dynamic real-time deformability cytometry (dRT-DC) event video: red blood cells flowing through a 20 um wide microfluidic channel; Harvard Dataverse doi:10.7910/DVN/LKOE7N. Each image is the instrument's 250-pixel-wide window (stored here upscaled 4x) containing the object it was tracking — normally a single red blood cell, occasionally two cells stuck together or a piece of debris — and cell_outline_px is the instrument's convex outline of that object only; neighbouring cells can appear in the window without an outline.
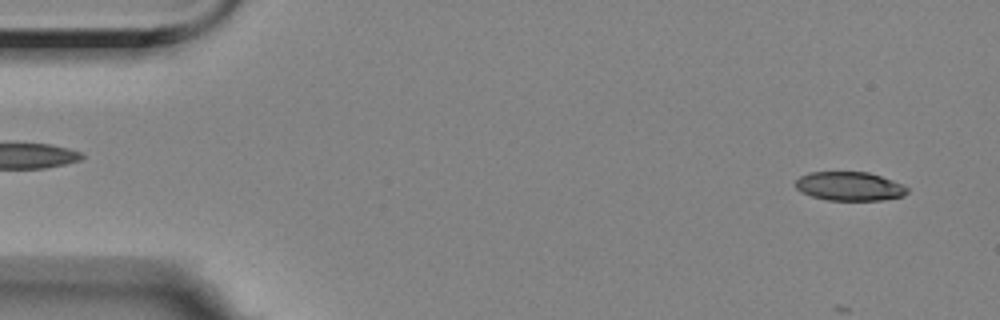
{"species": "Egyptian fruit bat (a non-hibernating species)", "species_latin": "Rousettus aegyptiacus", "temperature_condition": "room temperature", "stored_images_in_passage": 30, "camera_frame_rate_fps": 3000, "um_per_image_px": 0.085, "animal": {"sex": "female"}, "frame": {"image": 1, "passage_image": 3, "time_ms": 0.667, "image_size_px": [1000, 320], "cell_outline_px": [[908, 192], [904, 196], [880, 200], [828, 200], [812, 196], [800, 192], [796, 188], [796, 180], [800, 176], [808, 172], [868, 172], [904, 184], [908, 188]], "centroid_in_image_um": [72.21, 15.83], "position_along_channel_um": 12.8, "area_um2": 18.84}}
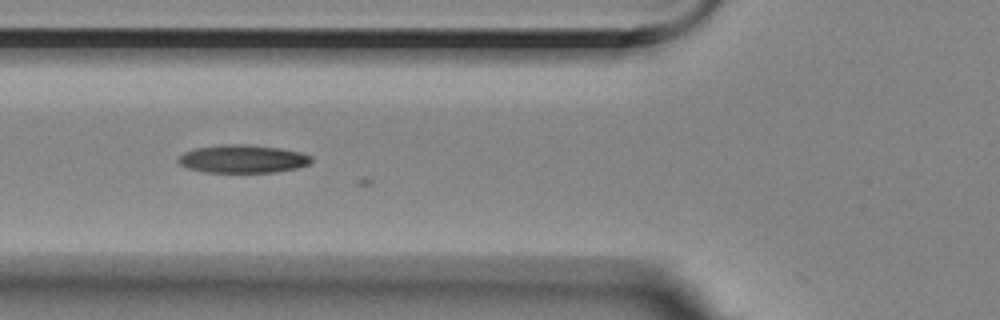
{"frame": {"image": 2, "passage_image": 20, "time_ms": 6.333, "image_size_px": [1000, 320], "cell_outline_px": [[312, 164], [300, 168], [276, 172], [204, 172], [188, 168], [180, 164], [176, 160], [184, 152], [196, 148], [224, 144], [240, 144], [280, 148], [300, 152], [312, 156]], "centroid_in_image_um": [20.67, 13.51], "position_along_channel_um": 105.1, "area_um2": 21.85}}
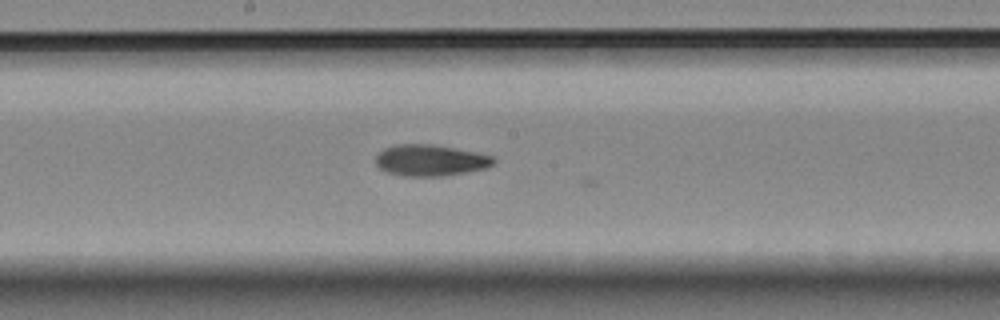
{"frame": {"image": 3, "passage_image": 29, "time_ms": 9.333, "image_size_px": [1000, 320], "cell_outline_px": [[496, 160], [488, 168], [468, 172], [444, 176], [404, 176], [384, 172], [376, 164], [376, 156], [384, 148], [396, 144], [432, 144], [476, 152], [492, 156]], "centroid_in_image_um": [36.58, 13.63], "position_along_channel_um": 211.6, "area_um2": 21.62}}